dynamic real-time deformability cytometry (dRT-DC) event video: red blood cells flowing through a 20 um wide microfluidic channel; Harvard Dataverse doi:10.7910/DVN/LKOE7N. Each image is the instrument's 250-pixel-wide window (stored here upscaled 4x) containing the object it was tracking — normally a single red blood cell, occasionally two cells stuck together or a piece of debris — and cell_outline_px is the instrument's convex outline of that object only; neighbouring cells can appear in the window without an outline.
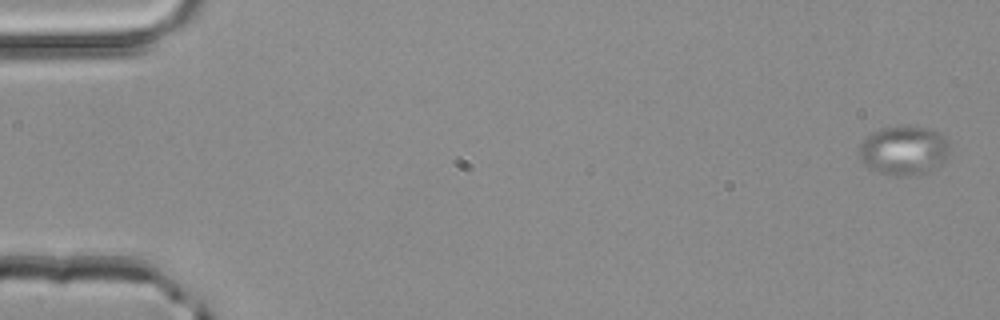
{"species": "common noctule bat (a hibernating species)", "species_latin": "Nyctalus noctula", "temperature_condition": "room temperature", "stored_images_in_passage": 3, "camera_frame_rate_fps": 3000, "um_per_image_px": 0.085, "animal": {"sex": "male", "body_mass_g": 20.4}, "frame": {"image": 1, "passage_image": 1, "time_ms": 0.0, "image_size_px": [1000, 320], "cell_outline_px": [[952, 148], [948, 156], [936, 168], [916, 176], [896, 176], [880, 172], [868, 168], [860, 160], [860, 144], [872, 132], [880, 128], [896, 124], [904, 124], [928, 128], [940, 132], [948, 140]], "centroid_in_image_um": [76.87, 12.76], "position_along_channel_um": 8.1, "area_um2": 26.7}}